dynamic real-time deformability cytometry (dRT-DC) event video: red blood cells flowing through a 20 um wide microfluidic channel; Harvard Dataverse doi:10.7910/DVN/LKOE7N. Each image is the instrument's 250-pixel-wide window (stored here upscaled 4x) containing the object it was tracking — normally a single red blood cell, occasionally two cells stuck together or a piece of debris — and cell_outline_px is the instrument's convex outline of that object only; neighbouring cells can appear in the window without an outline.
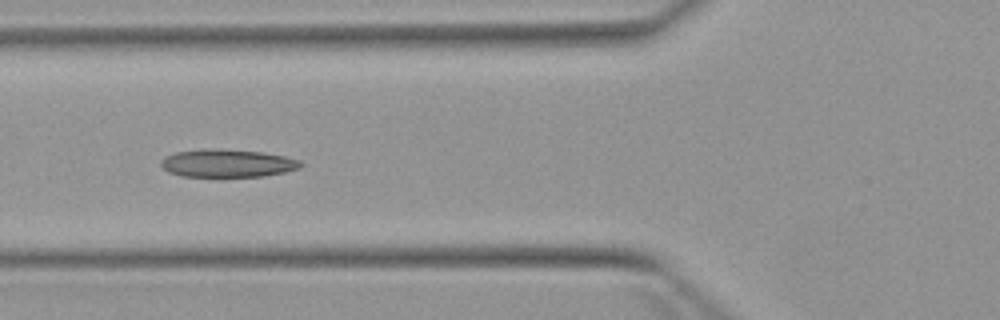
{"species": "Egyptian fruit bat (a non-hibernating species)", "species_latin": "Rousettus aegyptiacus", "temperature_condition": "warm", "stored_images_in_passage": 3, "camera_frame_rate_fps": 3000, "um_per_image_px": 0.085, "animal": {"sex": "female"}, "frame": {"image": 1, "passage_image": 3, "time_ms": 2.0, "image_size_px": [1000, 320], "cell_outline_px": [[304, 164], [300, 168], [284, 172], [264, 176], [180, 176], [168, 172], [160, 164], [160, 160], [164, 156], [176, 152], [212, 148], [216, 148], [264, 152], [284, 156], [300, 160]], "centroid_in_image_um": [19.33, 13.87], "position_along_channel_um": 106.5, "area_um2": 22.77}}